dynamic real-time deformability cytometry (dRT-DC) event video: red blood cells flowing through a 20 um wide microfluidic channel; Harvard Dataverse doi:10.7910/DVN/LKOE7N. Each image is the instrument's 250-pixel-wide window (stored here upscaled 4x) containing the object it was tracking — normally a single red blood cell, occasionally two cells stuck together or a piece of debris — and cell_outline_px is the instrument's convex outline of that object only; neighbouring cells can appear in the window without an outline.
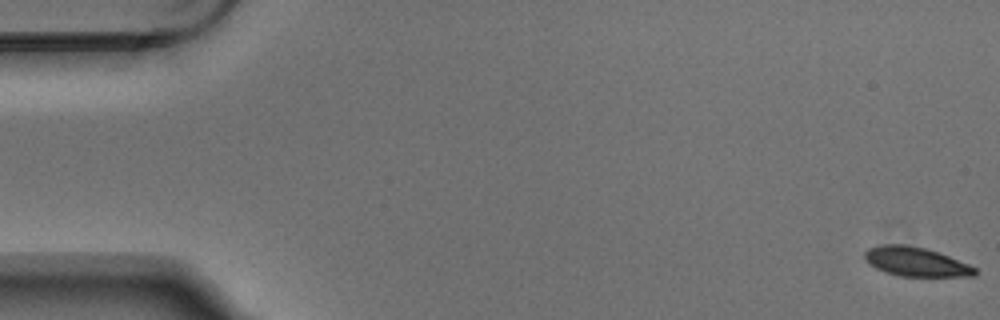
{"species": "Egyptian fruit bat (a non-hibernating species)", "species_latin": "Rousettus aegyptiacus", "temperature_condition": "warm", "stored_images_in_passage": 6, "camera_frame_rate_fps": 3000, "um_per_image_px": 0.085, "animal": {"sex": "male"}, "frame": {"image": 1, "passage_image": 1, "time_ms": 0.0, "image_size_px": [1000, 320], "cell_outline_px": [[976, 276], [900, 276], [884, 272], [868, 264], [864, 260], [864, 252], [868, 248], [876, 244], [904, 244], [924, 248], [948, 256], [968, 264], [976, 268]], "centroid_in_image_um": [77.77, 22.24], "position_along_channel_um": 7.2, "area_um2": 18.79}}